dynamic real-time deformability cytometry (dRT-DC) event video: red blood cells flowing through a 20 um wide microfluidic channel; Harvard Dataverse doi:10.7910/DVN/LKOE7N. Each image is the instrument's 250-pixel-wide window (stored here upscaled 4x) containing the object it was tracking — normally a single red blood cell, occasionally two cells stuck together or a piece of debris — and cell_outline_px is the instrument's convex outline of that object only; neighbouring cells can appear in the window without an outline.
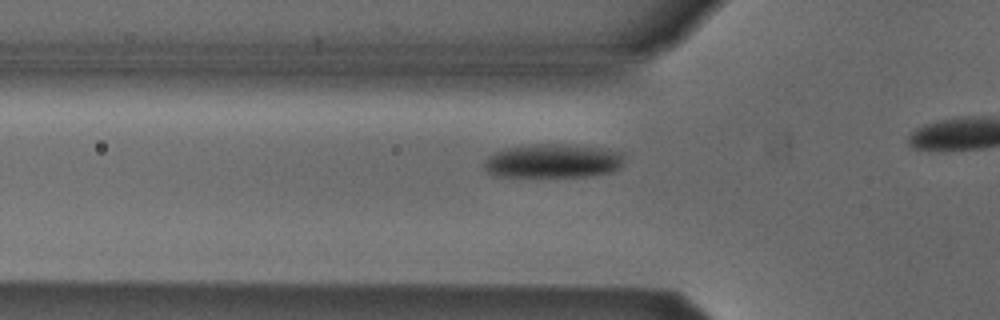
{"species": "Egyptian fruit bat (a non-hibernating species)", "species_latin": "Rousettus aegyptiacus", "temperature_condition": "cold", "stored_images_in_passage": 22, "camera_frame_rate_fps": 3000, "um_per_image_px": 0.085, "animal": {"sex": "male"}, "frame": {"image": 1, "passage_image": 10, "time_ms": 3.0, "image_size_px": [1000, 320], "cell_outline_px": [[624, 164], [620, 168], [612, 172], [592, 176], [492, 176], [484, 168], [484, 164], [488, 156], [496, 152], [508, 148], [532, 144], [564, 144], [604, 148], [624, 152]], "centroid_in_image_um": [47.07, 13.68], "position_along_channel_um": 78.7, "area_um2": 27.86}}
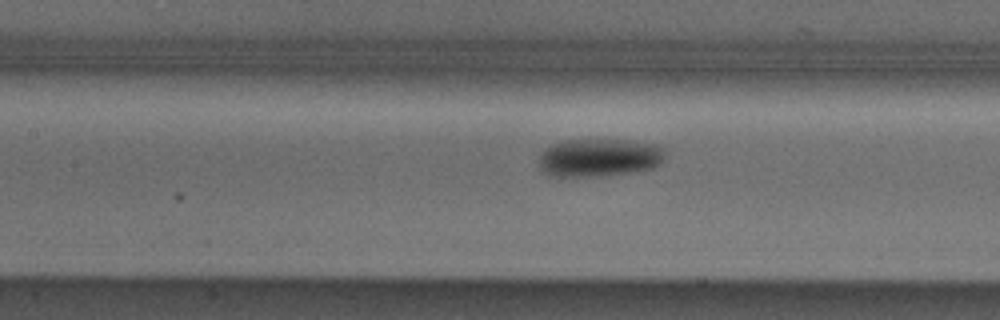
{"frame": {"image": 2, "passage_image": 16, "time_ms": 5.0, "image_size_px": [1000, 320], "cell_outline_px": [[664, 156], [660, 164], [652, 168], [636, 172], [600, 176], [552, 176], [544, 172], [540, 164], [540, 152], [552, 144], [564, 140], [632, 140], [652, 144], [664, 148]], "centroid_in_image_um": [50.94, 13.4], "position_along_channel_um": 156.5, "area_um2": 27.98}}
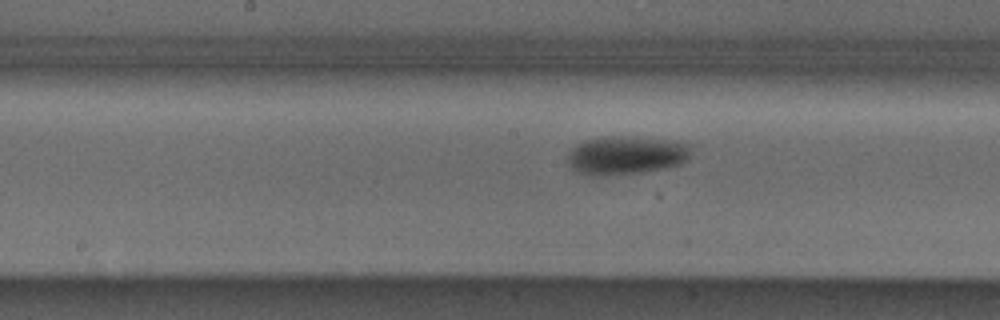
{"frame": {"image": 3, "passage_image": 19, "time_ms": 6.0, "image_size_px": [1000, 320], "cell_outline_px": [[692, 144], [688, 160], [680, 164], [644, 172], [600, 176], [576, 172], [568, 164], [568, 152], [572, 148], [584, 140], [604, 136], [616, 136], [664, 140]], "centroid_in_image_um": [53.19, 13.2], "position_along_channel_um": 195.0, "area_um2": 27.51}}